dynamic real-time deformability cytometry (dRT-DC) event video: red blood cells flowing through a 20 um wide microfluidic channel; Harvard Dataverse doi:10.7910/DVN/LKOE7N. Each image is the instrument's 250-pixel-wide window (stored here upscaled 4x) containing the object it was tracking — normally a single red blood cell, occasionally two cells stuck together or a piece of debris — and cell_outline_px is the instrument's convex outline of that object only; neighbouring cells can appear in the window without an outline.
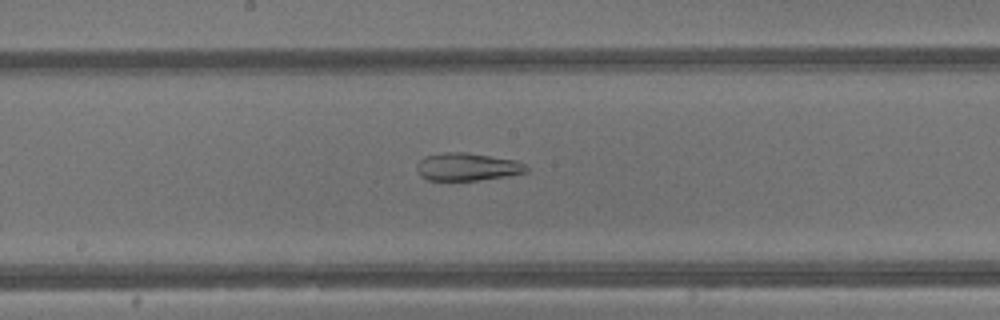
{"species": "common noctule bat (a hibernating species)", "species_latin": "Nyctalus noctula", "temperature_condition": "warm", "stored_images_in_passage": 43, "camera_frame_rate_fps": 3000, "um_per_image_px": 0.085, "animal": {"sex": "male", "body_mass_g": 13.3}, "frame": {"image": 1, "passage_image": 23, "time_ms": 7.333, "image_size_px": [1000, 320], "cell_outline_px": [[528, 172], [508, 176], [480, 180], [428, 180], [420, 176], [416, 168], [416, 164], [424, 156], [448, 152], [464, 152], [516, 160], [524, 164], [528, 168]], "centroid_in_image_um": [39.71, 14.18], "position_along_channel_um": 208.5, "area_um2": 17.74}}
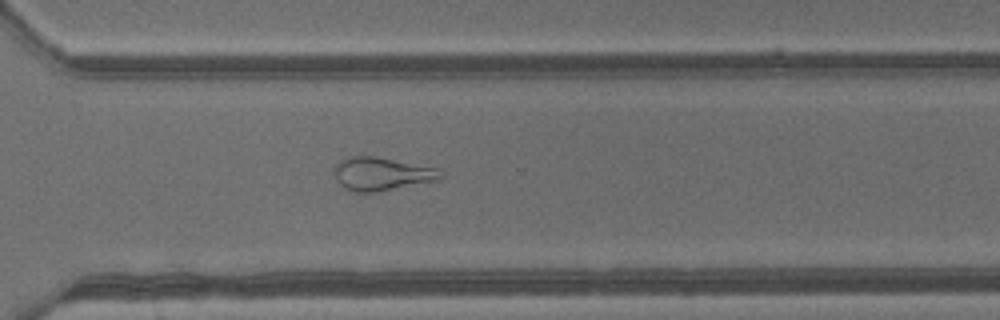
{"frame": {"image": 2, "passage_image": 31, "time_ms": 10.0, "image_size_px": [1000, 320], "cell_outline_px": [[444, 176], [440, 180], [376, 192], [356, 192], [344, 188], [336, 180], [336, 164], [340, 160], [352, 156], [376, 156], [436, 168]], "centroid_in_image_um": [32.45, 14.78], "position_along_channel_um": 338.1, "area_um2": 20.4}}
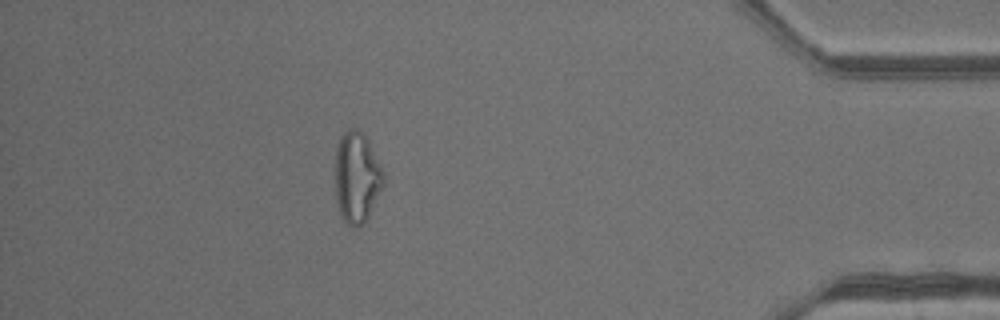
{"frame": {"image": 3, "passage_image": 38, "time_ms": 12.333, "image_size_px": [1000, 320], "cell_outline_px": [[384, 184], [368, 216], [356, 228], [352, 228], [340, 216], [336, 200], [336, 148], [340, 136], [348, 128], [356, 128], [368, 140], [384, 172]], "centroid_in_image_um": [30.32, 15.07], "position_along_channel_um": 404.9, "area_um2": 25.43}, "authors_computed_cell_mechanics": {"area_um2": 25.5476, "velocity_mm_per_s": 4.892, "shape_relaxation_time_tau1_ms": null, "shape_relaxation_time_tau2_ms": 3.2083, "deformation_change_tau1": null, "deformation_change_tau2": 0.137}}